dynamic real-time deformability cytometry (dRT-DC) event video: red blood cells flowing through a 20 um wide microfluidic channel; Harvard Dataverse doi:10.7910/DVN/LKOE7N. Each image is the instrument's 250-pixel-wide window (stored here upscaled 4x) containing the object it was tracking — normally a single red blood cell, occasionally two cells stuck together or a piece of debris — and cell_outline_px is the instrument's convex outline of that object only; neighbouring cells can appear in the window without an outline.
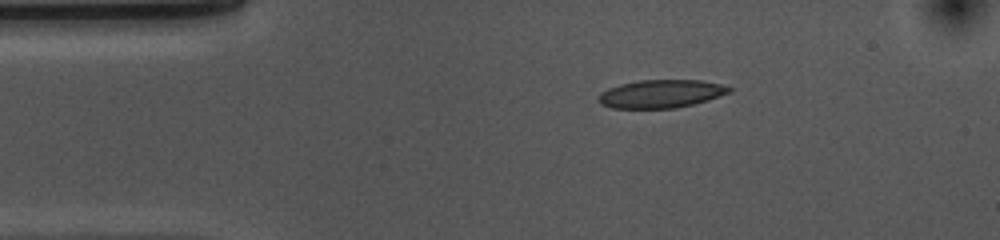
{"species": "common noctule bat (a hibernating species)", "species_latin": "Nyctalus noctula", "temperature_condition": "cold", "stored_images_in_passage": 45, "camera_frame_rate_fps": 3000, "um_per_image_px": 0.085, "animal": {"sex": "female", "body_mass_g": 10.0, "forearm_length_mm": 53.1}, "frame": {"image": 1, "passage_image": 1, "time_ms": 0.0, "image_size_px": [1000, 240], "cell_outline_px": [[732, 92], [708, 100], [676, 108], [612, 108], [600, 104], [596, 100], [596, 96], [600, 92], [608, 88], [620, 84], [640, 80], [700, 80], [720, 84], [732, 88]], "centroid_in_image_um": [56.14, 7.97], "position_along_channel_um": 28.9, "area_um2": 21.56}}
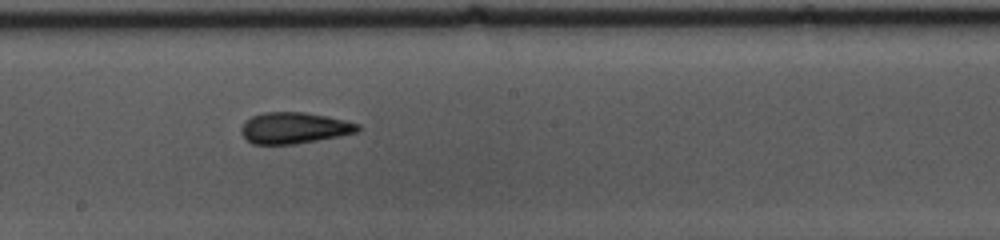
{"frame": {"image": 2, "passage_image": 20, "time_ms": 6.333, "image_size_px": [1000, 240], "cell_outline_px": [[360, 128], [356, 132], [340, 136], [296, 144], [252, 144], [240, 132], [240, 128], [244, 120], [252, 116], [264, 112], [304, 112], [328, 116], [360, 124]], "centroid_in_image_um": [24.98, 10.87], "position_along_channel_um": 223.2, "area_um2": 21.33}}
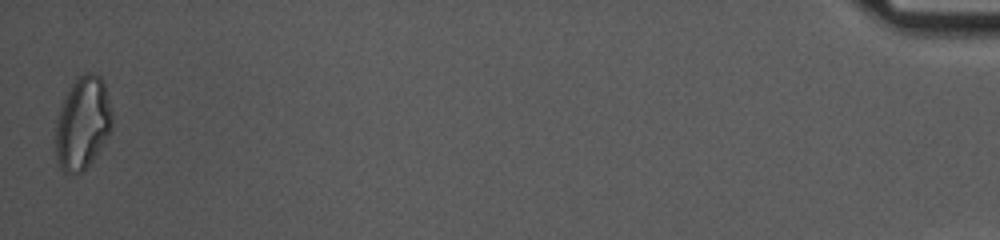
{"frame": {"image": 3, "passage_image": 45, "time_ms": 14.667, "image_size_px": [1000, 240], "cell_outline_px": [[112, 128], [108, 136], [92, 160], [80, 172], [64, 172], [60, 168], [56, 152], [56, 120], [64, 96], [76, 76], [84, 72], [92, 72], [100, 76], [104, 80], [112, 112]], "centroid_in_image_um": [7.03, 10.39], "position_along_channel_um": 428.2, "area_um2": 30.52}, "authors_computed_cell_mechanics": {"area_um2": 21.675, "velocity_mm_per_s": 3.6632, "shape_relaxation_time_tau1_ms": null, "shape_relaxation_time_tau2_ms": 3.5364, "deformation_change_tau1": null, "deformation_change_tau2": 0.1073}}